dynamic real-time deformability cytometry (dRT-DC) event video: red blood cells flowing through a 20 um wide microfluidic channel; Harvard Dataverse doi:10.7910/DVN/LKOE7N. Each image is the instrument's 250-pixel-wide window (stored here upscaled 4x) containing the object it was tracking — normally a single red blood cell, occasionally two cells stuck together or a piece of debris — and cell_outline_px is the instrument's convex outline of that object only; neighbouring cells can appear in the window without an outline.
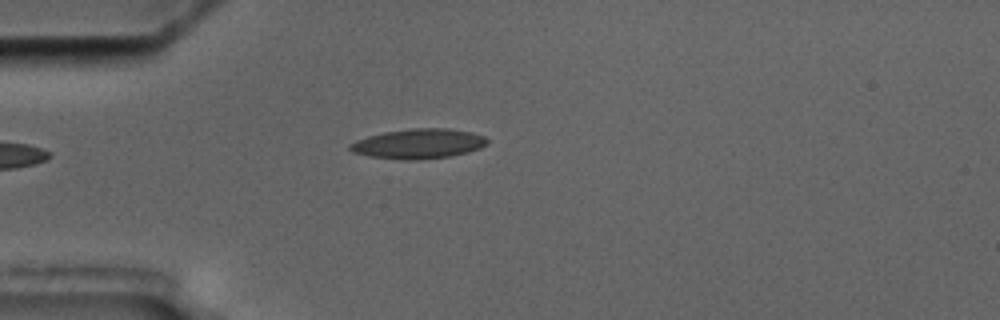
{"species": "common noctule bat (a hibernating species)", "species_latin": "Nyctalus noctula", "temperature_condition": "cold", "stored_images_in_passage": 5, "camera_frame_rate_fps": 3000, "um_per_image_px": 0.085, "animal": {"sex": "male", "body_mass_g": 17.5, "forearm_length_mm": 52.3}, "frame": {"image": 1, "passage_image": 5, "time_ms": 4.667, "image_size_px": [1000, 320], "cell_outline_px": [[488, 144], [480, 148], [468, 152], [448, 156], [416, 160], [404, 160], [368, 156], [352, 152], [348, 148], [348, 144], [356, 140], [368, 136], [384, 132], [412, 128], [448, 128], [472, 132], [484, 136], [488, 140]], "centroid_in_image_um": [35.56, 12.21], "position_along_channel_um": 49.4, "area_um2": 23.93}}